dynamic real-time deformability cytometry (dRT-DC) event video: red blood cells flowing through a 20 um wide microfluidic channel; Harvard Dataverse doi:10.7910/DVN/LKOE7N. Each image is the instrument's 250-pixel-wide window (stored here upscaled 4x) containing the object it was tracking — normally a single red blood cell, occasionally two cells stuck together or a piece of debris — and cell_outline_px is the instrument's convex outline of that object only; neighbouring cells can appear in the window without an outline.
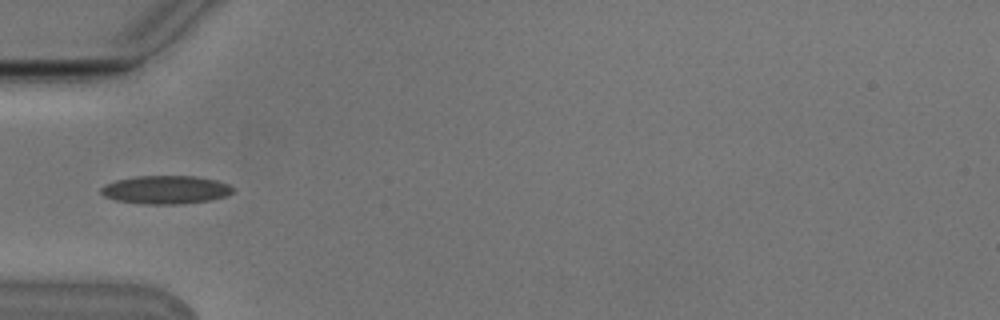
{"species": "Egyptian fruit bat (a non-hibernating species)", "species_latin": "Rousettus aegyptiacus", "temperature_condition": "cold", "stored_images_in_passage": 37, "camera_frame_rate_fps": 3000, "um_per_image_px": 0.085, "animal": {"sex": "male"}, "frame": {"image": 1, "passage_image": 1, "time_ms": 0.0, "image_size_px": [1000, 320], "cell_outline_px": [[236, 188], [228, 196], [212, 200], [180, 204], [144, 204], [116, 200], [104, 196], [100, 192], [100, 188], [104, 184], [116, 180], [136, 176], [196, 176], [216, 180], [228, 184]], "centroid_in_image_um": [14.11, 16.13], "position_along_channel_um": 70.9, "area_um2": 21.96}}
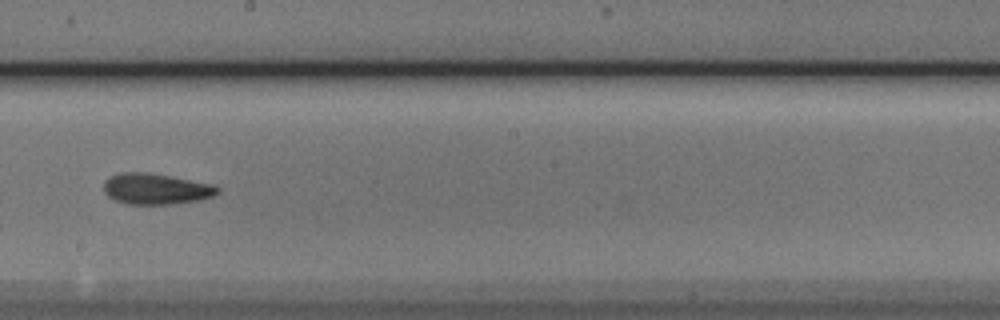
{"frame": {"image": 2, "passage_image": 14, "time_ms": 4.333, "image_size_px": [1000, 320], "cell_outline_px": [[220, 192], [212, 196], [200, 200], [172, 204], [128, 204], [116, 200], [108, 196], [104, 192], [104, 180], [108, 176], [120, 172], [144, 172], [172, 176], [216, 184], [220, 188]], "centroid_in_image_um": [13.28, 16.04], "position_along_channel_um": 234.9, "area_um2": 20.81}}
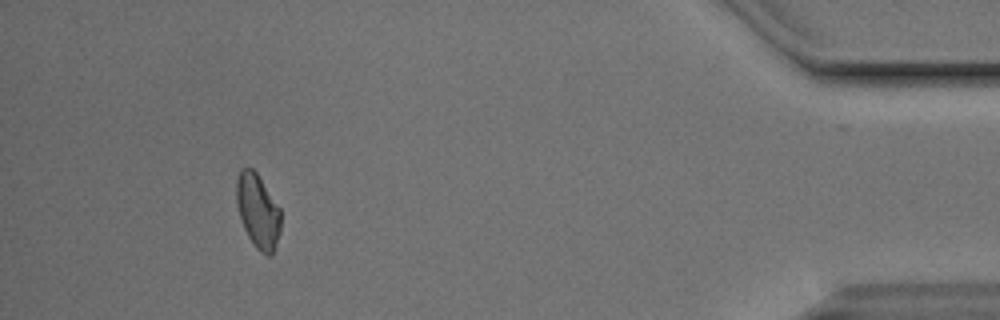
{"frame": {"image": 3, "passage_image": 33, "time_ms": 10.667, "image_size_px": [1000, 320], "cell_outline_px": [[280, 232], [272, 256], [268, 256], [260, 252], [256, 248], [248, 236], [244, 228], [240, 216], [236, 200], [236, 180], [240, 168], [252, 168], [256, 172], [280, 208]], "centroid_in_image_um": [21.92, 17.95], "position_along_channel_um": 413.3, "area_um2": 19.07}, "authors_computed_cell_mechanics": {"area_um2": 19.8832, "velocity_mm_per_s": 3.7826, "shape_relaxation_time_tau1_ms": 10.8958, "shape_relaxation_time_tau2_ms": 6.5398, "deformation_change_tau1": 0.1742, "deformation_change_tau2": 0.1361}}